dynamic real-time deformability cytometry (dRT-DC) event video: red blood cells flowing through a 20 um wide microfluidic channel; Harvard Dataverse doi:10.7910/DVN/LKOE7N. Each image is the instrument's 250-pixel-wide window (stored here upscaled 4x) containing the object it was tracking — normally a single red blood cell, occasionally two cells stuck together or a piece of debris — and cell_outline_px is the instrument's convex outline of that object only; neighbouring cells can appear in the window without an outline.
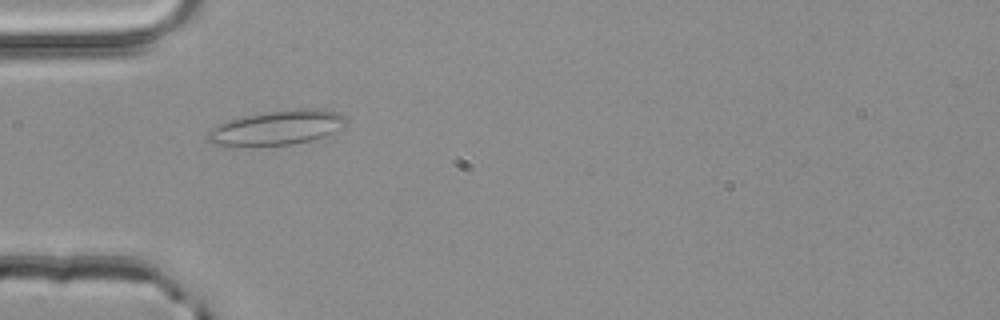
{"species": "common noctule bat (a hibernating species)", "species_latin": "Nyctalus noctula", "temperature_condition": "room temperature", "stored_images_in_passage": 42, "camera_frame_rate_fps": 3000, "um_per_image_px": 0.085, "animal": {"sex": "male", "body_mass_g": 20.4}, "frame": {"image": 1, "passage_image": 7, "time_ms": 2.0, "image_size_px": [1000, 320], "cell_outline_px": [[348, 120], [344, 124], [332, 132], [324, 136], [312, 140], [292, 144], [212, 144], [208, 140], [208, 132], [212, 128], [228, 120], [244, 116], [264, 112], [292, 108], [320, 108], [336, 112], [344, 116]], "centroid_in_image_um": [23.6, 10.81], "position_along_channel_um": 61.4, "area_um2": 27.17}}
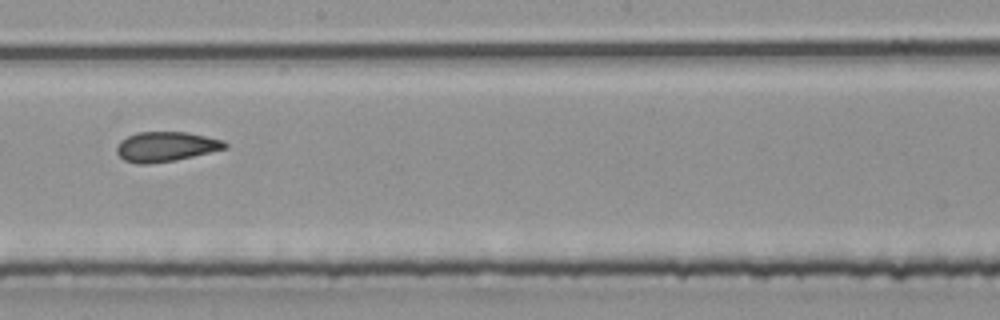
{"frame": {"image": 2, "passage_image": 20, "time_ms": 6.333, "image_size_px": [1000, 320], "cell_outline_px": [[228, 148], [176, 160], [148, 164], [136, 164], [124, 160], [116, 152], [116, 148], [120, 140], [136, 132], [188, 132], [224, 140], [228, 144]], "centroid_in_image_um": [14.1, 12.46], "position_along_channel_um": 234.1, "area_um2": 18.96}}
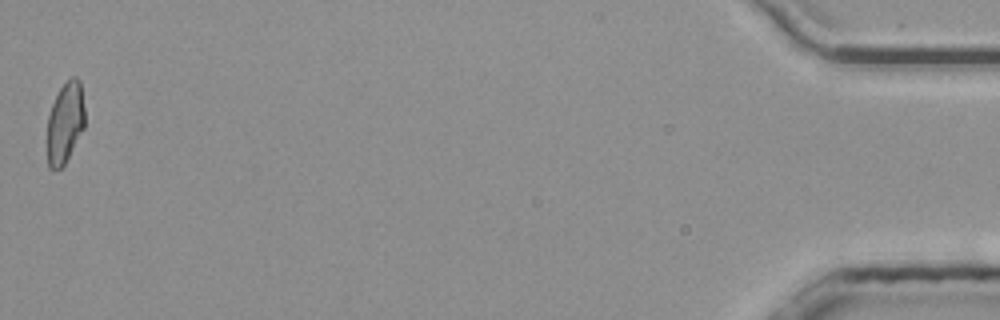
{"frame": {"image": 3, "passage_image": 42, "time_ms": 13.667, "image_size_px": [1000, 320], "cell_outline_px": [[84, 128], [64, 164], [60, 168], [48, 168], [48, 116], [52, 104], [60, 88], [72, 76], [76, 76], [80, 80], [84, 108]], "centroid_in_image_um": [5.54, 10.4], "position_along_channel_um": 429.7, "area_um2": 17.46}, "authors_computed_cell_mechanics": {"area_um2": 18.9295, "velocity_mm_per_s": 4.0427, "shape_relaxation_time_tau1_ms": null, "shape_relaxation_time_tau2_ms": 3.189, "deformation_change_tau1": null, "deformation_change_tau2": 0.1015}}